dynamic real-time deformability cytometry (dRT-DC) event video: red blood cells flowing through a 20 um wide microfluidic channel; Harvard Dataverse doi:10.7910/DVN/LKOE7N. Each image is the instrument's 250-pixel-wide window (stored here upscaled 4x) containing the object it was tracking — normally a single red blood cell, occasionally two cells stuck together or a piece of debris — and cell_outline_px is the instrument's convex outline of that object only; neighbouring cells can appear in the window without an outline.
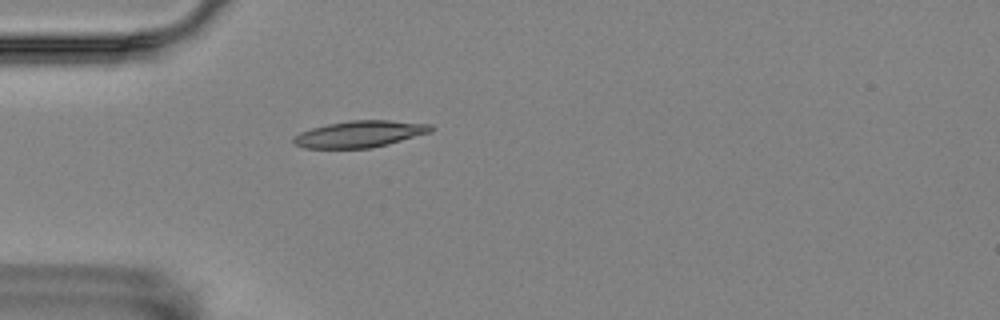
{"species": "Egyptian fruit bat (a non-hibernating species)", "species_latin": "Rousettus aegyptiacus", "temperature_condition": "room temperature", "stored_images_in_passage": 42, "camera_frame_rate_fps": 3000, "um_per_image_px": 0.085, "animal": {"sex": "female"}, "frame": {"image": 1, "passage_image": 2, "time_ms": 0.333, "image_size_px": [1000, 320], "cell_outline_px": [[432, 128], [424, 132], [384, 144], [364, 148], [312, 148], [300, 144], [296, 140], [304, 132], [316, 128], [332, 124], [360, 120], [380, 120], [408, 124]], "centroid_in_image_um": [30.46, 11.41], "position_along_channel_um": 54.5, "area_um2": 18.61}}
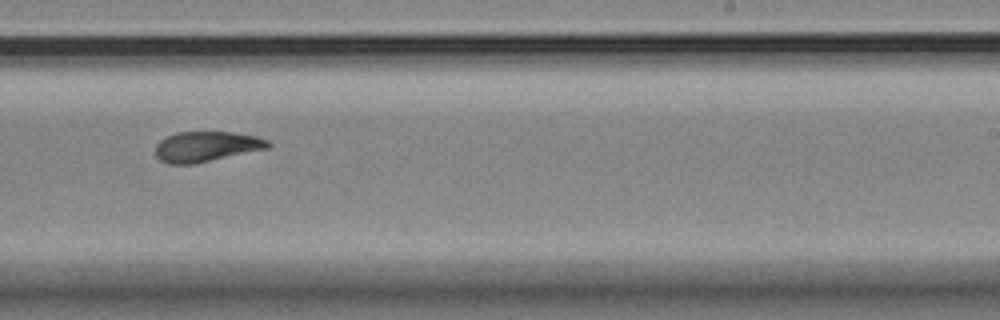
{"frame": {"image": 2, "passage_image": 21, "time_ms": 6.667, "image_size_px": [1000, 320], "cell_outline_px": [[268, 144], [264, 148], [184, 164], [176, 164], [164, 160], [156, 152], [156, 148], [164, 140], [180, 132], [224, 132], [252, 136], [264, 140]], "centroid_in_image_um": [17.5, 12.43], "position_along_channel_um": 271.5, "area_um2": 17.74}}
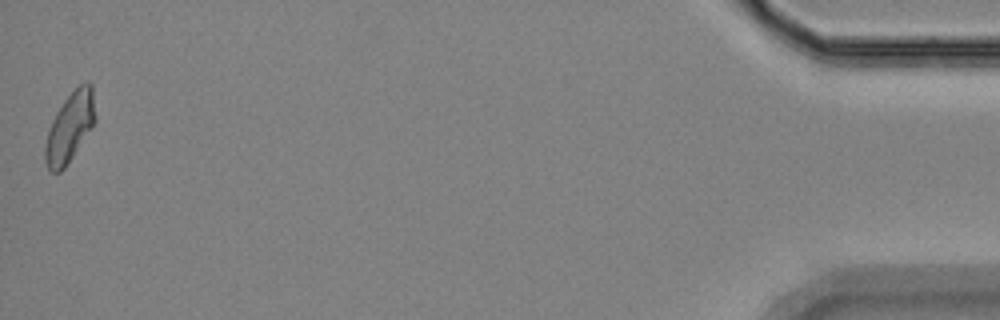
{"frame": {"image": 3, "passage_image": 42, "time_ms": 13.667, "image_size_px": [1000, 320], "cell_outline_px": [[92, 124], [68, 160], [56, 172], [52, 172], [48, 168], [48, 132], [60, 108], [68, 96], [80, 84], [88, 84], [92, 88]], "centroid_in_image_um": [5.93, 10.75], "position_along_channel_um": 429.3, "area_um2": 17.46}, "authors_computed_cell_mechanics": {"area_um2": 17.8024, "velocity_mm_per_s": 3.5239, "shape_relaxation_time_tau1_ms": null, "shape_relaxation_time_tau2_ms": 4.234, "deformation_change_tau1": null, "deformation_change_tau2": 0.0856}}